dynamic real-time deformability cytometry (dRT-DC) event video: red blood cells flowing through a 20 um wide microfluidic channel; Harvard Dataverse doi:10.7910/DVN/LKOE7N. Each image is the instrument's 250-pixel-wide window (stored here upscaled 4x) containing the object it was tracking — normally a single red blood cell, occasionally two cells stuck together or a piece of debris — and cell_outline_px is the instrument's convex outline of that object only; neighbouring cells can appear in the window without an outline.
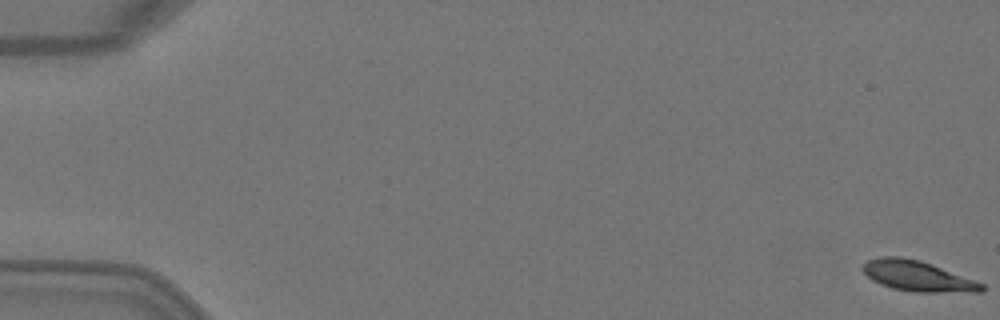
{"species": "Egyptian fruit bat (a non-hibernating species)", "species_latin": "Rousettus aegyptiacus", "temperature_condition": "warm", "stored_images_in_passage": 4, "camera_frame_rate_fps": 3000, "um_per_image_px": 0.085, "animal": {"sex": "female"}, "frame": {"image": 1, "passage_image": 1, "time_ms": 0.0, "image_size_px": [1000, 320], "cell_outline_px": [[984, 292], [916, 292], [892, 288], [880, 284], [872, 280], [860, 268], [868, 260], [880, 256], [900, 256], [920, 260], [932, 264], [976, 280], [984, 284]], "centroid_in_image_um": [78.01, 23.46], "position_along_channel_um": 7.0, "area_um2": 21.21}}